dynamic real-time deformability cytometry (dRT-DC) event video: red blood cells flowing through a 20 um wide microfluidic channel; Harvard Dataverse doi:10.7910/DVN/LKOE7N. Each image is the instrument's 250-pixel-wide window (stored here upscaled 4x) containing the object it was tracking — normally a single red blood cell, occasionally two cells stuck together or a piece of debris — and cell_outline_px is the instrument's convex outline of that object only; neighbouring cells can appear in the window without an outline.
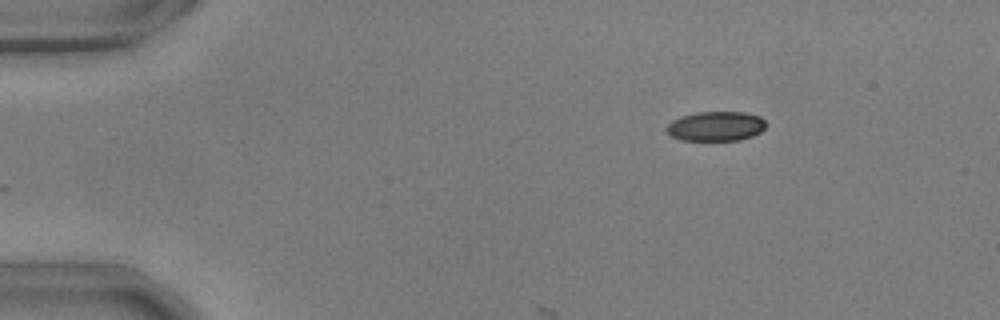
{"species": "common noctule bat (a hibernating species)", "species_latin": "Nyctalus noctula", "temperature_condition": "warm", "stored_images_in_passage": 6, "camera_frame_rate_fps": 3000, "um_per_image_px": 0.085, "animal": {"sex": "male", "body_mass_g": 17.9, "forearm_length_mm": 54.2}, "frame": {"image": 1, "passage_image": 1, "time_ms": 0.0, "image_size_px": [1000, 320], "cell_outline_px": [[764, 128], [760, 132], [752, 136], [740, 140], [680, 140], [672, 136], [664, 128], [672, 120], [680, 116], [696, 112], [744, 112], [760, 116], [764, 120]], "centroid_in_image_um": [60.82, 10.72], "position_along_channel_um": 24.2, "area_um2": 17.17}}